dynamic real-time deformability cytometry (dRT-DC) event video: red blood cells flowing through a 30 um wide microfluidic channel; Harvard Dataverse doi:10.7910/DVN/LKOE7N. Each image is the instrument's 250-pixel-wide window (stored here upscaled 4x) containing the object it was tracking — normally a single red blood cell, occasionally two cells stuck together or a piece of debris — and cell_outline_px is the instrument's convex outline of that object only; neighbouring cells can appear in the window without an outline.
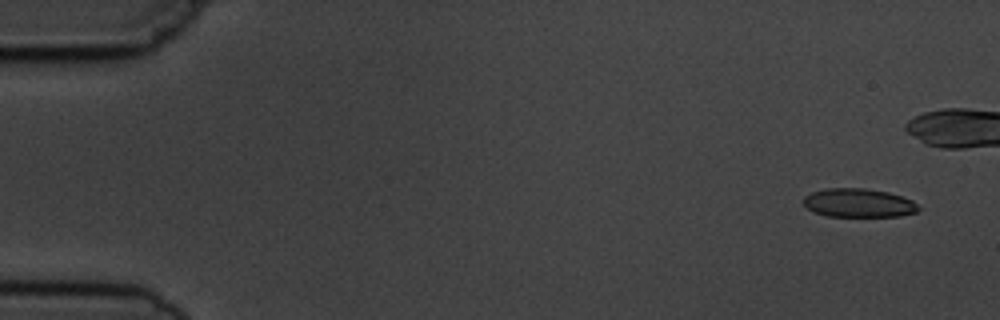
{"species": "common noctule bat (a hibernating species)", "species_latin": "Nyctalus noctula", "temperature_condition": "cold", "stored_images_in_passage": 9, "camera_frame_rate_fps": 3000, "um_per_image_px": 0.085, "animal": {"sex": "male", "body_mass_g": 19.5, "forearm_length_mm": 54.6}, "frame": {"image": 1, "passage_image": 1, "time_ms": 0.0, "image_size_px": [1000, 320], "cell_outline_px": [[920, 208], [916, 212], [900, 216], [828, 216], [812, 212], [804, 204], [804, 196], [812, 192], [824, 188], [864, 188], [888, 192], [912, 200]], "centroid_in_image_um": [72.96, 17.25], "position_along_channel_um": 12.0, "area_um2": 19.19}}
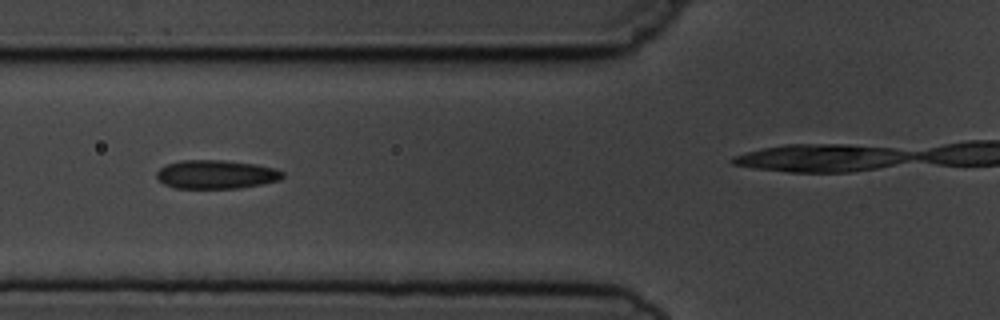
{"frame": {"image": 2, "passage_image": 6, "time_ms": 6.0, "image_size_px": [1000, 320], "cell_outline_px": [[284, 176], [280, 180], [240, 188], [176, 188], [164, 184], [156, 176], [156, 172], [160, 168], [168, 164], [180, 160], [220, 160], [256, 164], [276, 168], [284, 172]], "centroid_in_image_um": [18.39, 14.82], "position_along_channel_um": 107.4, "area_um2": 21.04}}
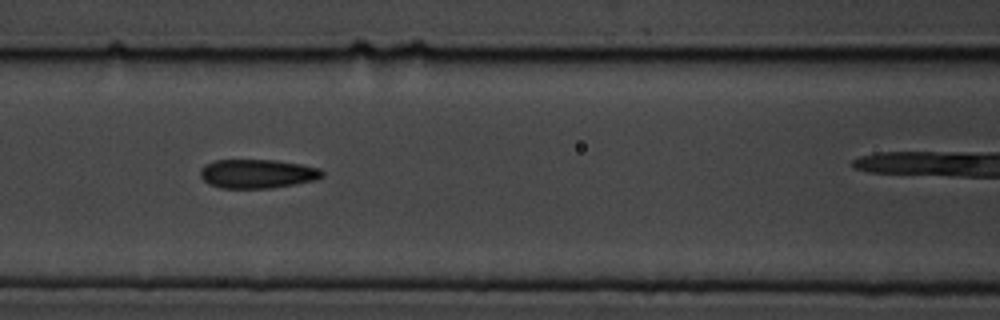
{"frame": {"image": 3, "passage_image": 7, "time_ms": 7.0, "image_size_px": [1000, 320], "cell_outline_px": [[324, 176], [316, 180], [296, 184], [272, 188], [220, 188], [208, 184], [200, 176], [200, 168], [216, 160], [276, 160], [300, 164], [320, 168], [324, 172]], "centroid_in_image_um": [21.9, 14.77], "position_along_channel_um": 144.7, "area_um2": 20.69}}